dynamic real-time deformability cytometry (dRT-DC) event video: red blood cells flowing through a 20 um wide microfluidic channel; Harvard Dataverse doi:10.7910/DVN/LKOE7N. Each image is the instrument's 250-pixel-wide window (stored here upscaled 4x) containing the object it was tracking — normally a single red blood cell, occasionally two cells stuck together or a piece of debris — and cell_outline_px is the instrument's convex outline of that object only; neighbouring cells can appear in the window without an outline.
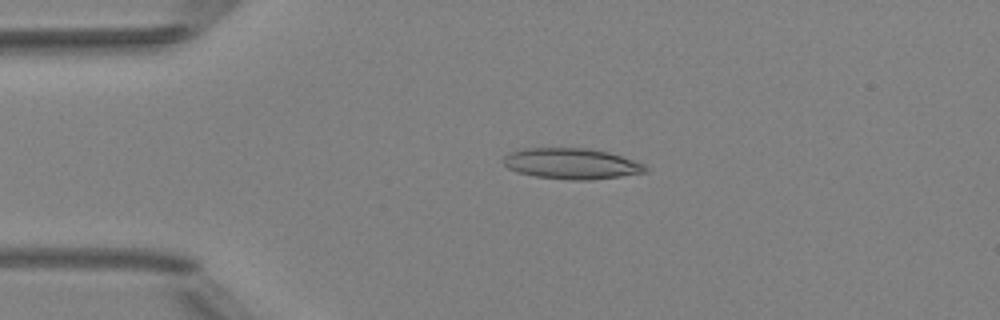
{"species": "Egyptian fruit bat (a non-hibernating species)", "species_latin": "Rousettus aegyptiacus", "temperature_condition": "room temperature", "stored_images_in_passage": 4, "camera_frame_rate_fps": 3000, "um_per_image_px": 0.085, "animal": {"sex": "female"}, "frame": {"image": 1, "passage_image": 3, "time_ms": 2.333, "image_size_px": [1000, 320], "cell_outline_px": [[648, 172], [620, 176], [588, 180], [572, 180], [536, 176], [516, 172], [508, 168], [500, 160], [508, 152], [524, 148], [588, 148], [608, 152], [644, 164], [648, 168]], "centroid_in_image_um": [48.53, 13.9], "position_along_channel_um": 36.5, "area_um2": 25.55}}